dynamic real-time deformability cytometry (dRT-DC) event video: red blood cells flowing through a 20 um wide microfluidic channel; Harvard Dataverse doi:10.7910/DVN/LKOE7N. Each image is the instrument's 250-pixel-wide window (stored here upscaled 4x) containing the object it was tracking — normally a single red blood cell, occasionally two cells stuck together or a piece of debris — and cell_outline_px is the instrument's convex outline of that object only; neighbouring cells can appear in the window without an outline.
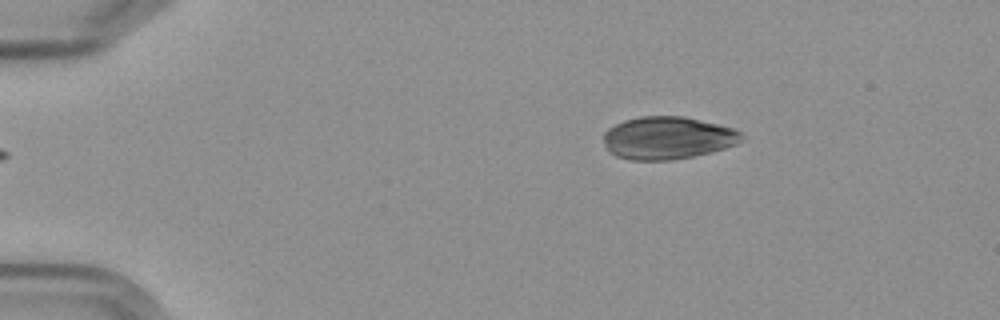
{"species": "Egyptian fruit bat (a non-hibernating species)", "species_latin": "Rousettus aegyptiacus", "temperature_condition": "cold", "stored_images_in_passage": 3, "camera_frame_rate_fps": 3000, "um_per_image_px": 0.085, "frame": {"image": 1, "passage_image": 1, "time_ms": 0.0, "image_size_px": [1000, 320], "cell_outline_px": [[744, 140], [736, 144], [724, 148], [692, 156], [672, 160], [628, 160], [616, 156], [608, 152], [604, 144], [604, 132], [608, 128], [624, 120], [640, 116], [684, 116], [732, 128], [740, 132], [744, 136]], "centroid_in_image_um": [56.71, 11.72], "position_along_channel_um": 28.3, "area_um2": 34.28}}